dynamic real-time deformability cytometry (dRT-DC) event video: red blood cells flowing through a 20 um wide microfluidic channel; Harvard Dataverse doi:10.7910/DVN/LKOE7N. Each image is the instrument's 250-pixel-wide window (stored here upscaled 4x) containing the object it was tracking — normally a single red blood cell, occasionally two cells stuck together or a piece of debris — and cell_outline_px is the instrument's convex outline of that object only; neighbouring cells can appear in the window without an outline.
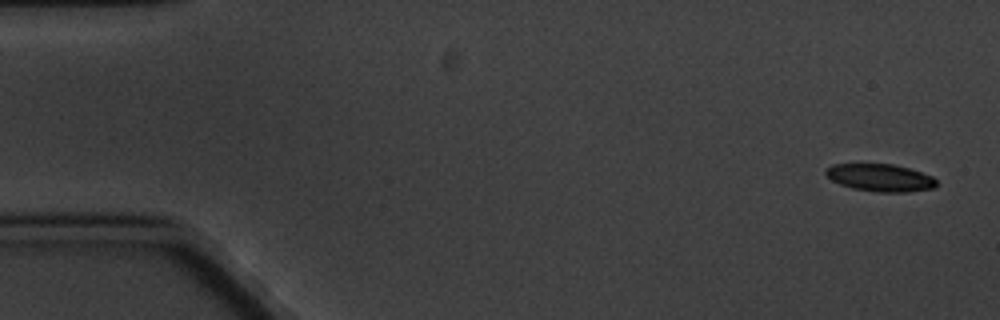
{"species": "common noctule bat (a hibernating species)", "species_latin": "Nyctalus noctula", "temperature_condition": "cold", "stored_images_in_passage": 10, "camera_frame_rate_fps": 3000, "um_per_image_px": 0.085, "animal": {"sex": "male", "body_mass_g": 20.1, "forearm_length_mm": 53.5}, "frame": {"image": 1, "passage_image": 1, "time_ms": 0.0, "image_size_px": [1000, 320], "cell_outline_px": [[936, 188], [908, 192], [880, 192], [852, 188], [840, 184], [832, 180], [824, 172], [832, 164], [892, 164], [908, 168], [932, 176], [936, 180]], "centroid_in_image_um": [74.84, 15.11], "position_along_channel_um": 10.2, "area_um2": 17.57}}
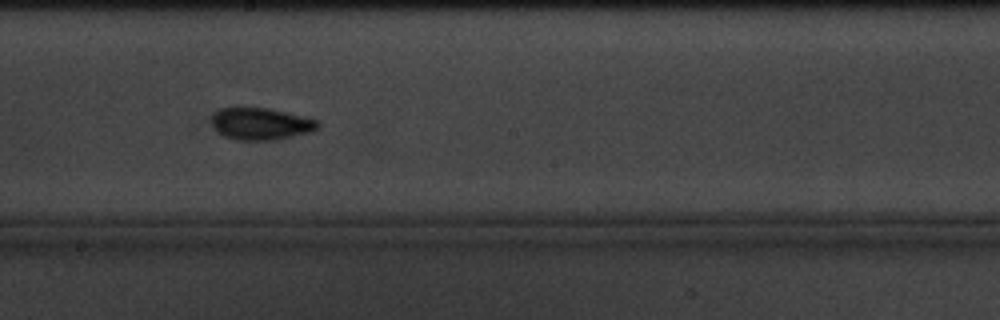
{"frame": {"image": 2, "passage_image": 9, "time_ms": 10.333, "image_size_px": [1000, 320], "cell_outline_px": [[320, 128], [312, 132], [276, 140], [236, 140], [224, 136], [212, 124], [212, 116], [220, 108], [268, 108], [304, 116], [320, 120]], "centroid_in_image_um": [22.25, 10.53], "position_along_channel_um": 225.9, "area_um2": 19.88}}
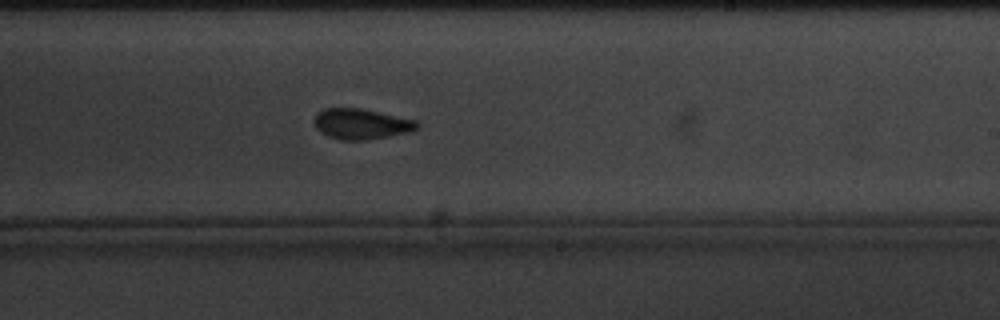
{"frame": {"image": 3, "passage_image": 10, "time_ms": 11.333, "image_size_px": [1000, 320], "cell_outline_px": [[420, 128], [412, 132], [364, 140], [340, 140], [328, 136], [320, 132], [312, 124], [312, 120], [324, 108], [360, 108], [416, 120], [420, 124]], "centroid_in_image_um": [30.71, 10.54], "position_along_channel_um": 258.3, "area_um2": 18.44}}